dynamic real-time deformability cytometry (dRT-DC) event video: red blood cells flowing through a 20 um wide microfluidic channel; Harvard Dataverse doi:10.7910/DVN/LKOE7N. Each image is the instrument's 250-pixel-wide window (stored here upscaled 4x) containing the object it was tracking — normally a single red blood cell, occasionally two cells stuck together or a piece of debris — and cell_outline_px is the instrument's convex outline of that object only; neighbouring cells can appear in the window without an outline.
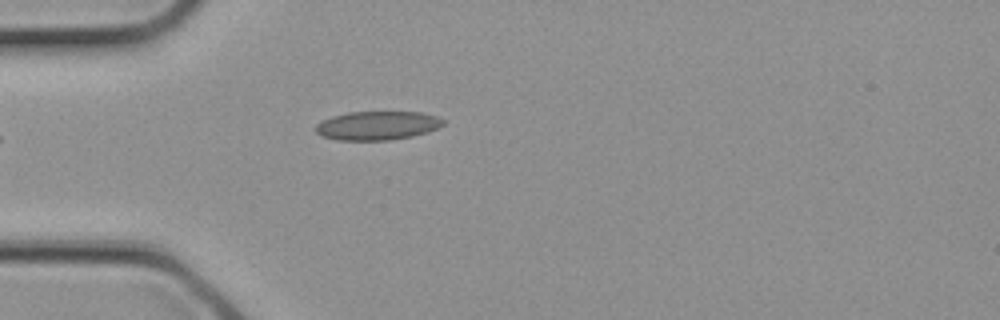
{"species": "common noctule bat (a hibernating species)", "species_latin": "Nyctalus noctula", "temperature_condition": "cold", "stored_images_in_passage": 3, "camera_frame_rate_fps": 3000, "um_per_image_px": 0.085, "animal": {"sex": "female", "body_mass_g": 21.9}, "frame": {"image": 1, "passage_image": 3, "time_ms": 0.667, "image_size_px": [1000, 320], "cell_outline_px": [[444, 124], [428, 132], [412, 136], [388, 140], [336, 140], [320, 136], [316, 132], [316, 124], [332, 116], [348, 112], [424, 112], [436, 116], [444, 120]], "centroid_in_image_um": [32.06, 10.67], "position_along_channel_um": 52.9, "area_um2": 21.39}}